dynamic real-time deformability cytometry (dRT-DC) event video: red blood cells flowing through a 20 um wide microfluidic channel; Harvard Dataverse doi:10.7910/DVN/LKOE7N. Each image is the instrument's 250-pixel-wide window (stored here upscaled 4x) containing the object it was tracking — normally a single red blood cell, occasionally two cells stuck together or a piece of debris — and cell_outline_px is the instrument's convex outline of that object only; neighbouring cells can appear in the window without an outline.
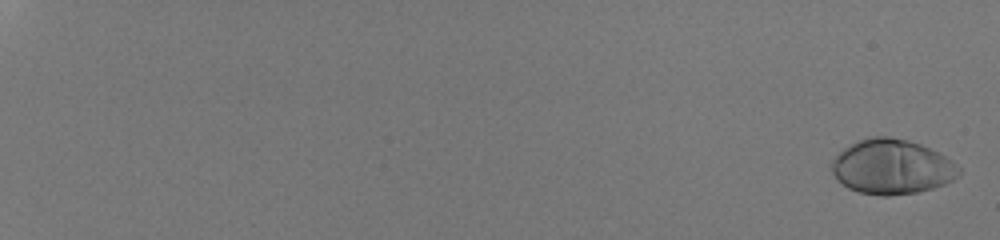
{"species": "human", "species_latin": "Homo sapiens", "temperature_condition": "room temperature", "stored_images_in_passage": 54, "camera_frame_rate_fps": 3000, "um_per_image_px": 0.085, "donor": {"sex": "male"}, "frame": {"image": 1, "passage_image": 1, "time_ms": 0.0, "image_size_px": [1000, 240], "cell_outline_px": [[960, 176], [944, 184], [932, 188], [916, 192], [888, 196], [880, 196], [860, 192], [848, 188], [836, 180], [828, 164], [844, 148], [860, 140], [872, 136], [888, 136], [908, 140], [920, 144], [952, 160], [960, 168]], "centroid_in_image_um": [75.78, 14.19], "position_along_channel_um": 9.2, "area_um2": 40.63}}
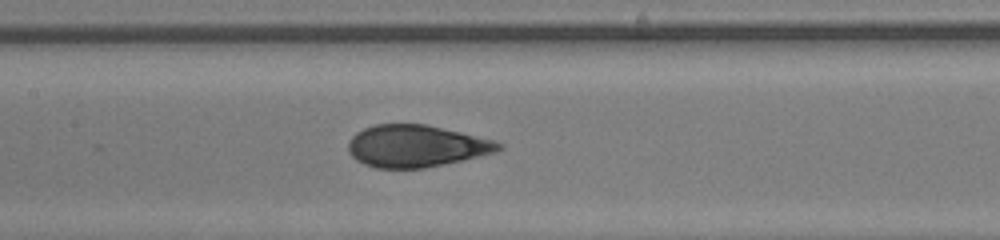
{"frame": {"image": 2, "passage_image": 32, "time_ms": 10.333, "image_size_px": [1000, 240], "cell_outline_px": [[504, 148], [496, 152], [480, 156], [424, 168], [376, 168], [364, 164], [356, 160], [348, 152], [348, 140], [356, 132], [364, 128], [376, 124], [424, 124], [496, 140], [504, 144]], "centroid_in_image_um": [35.37, 12.41], "position_along_channel_um": 172.0, "area_um2": 36.88}}
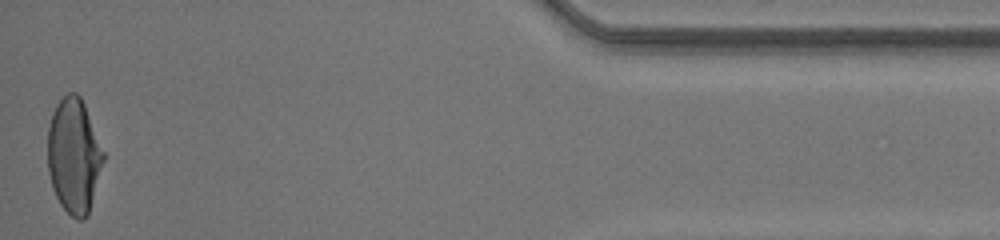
{"frame": {"image": 3, "passage_image": 54, "time_ms": 17.667, "image_size_px": [1000, 240], "cell_outline_px": [[104, 160], [88, 216], [84, 220], [76, 220], [60, 204], [52, 188], [48, 172], [48, 128], [52, 112], [56, 104], [68, 92], [76, 92], [80, 96], [84, 104], [104, 152]], "centroid_in_image_um": [6.27, 13.25], "position_along_channel_um": 428.9, "area_um2": 37.28}, "authors_computed_cell_mechanics": {"area_um2": 37.8301, "velocity_mm_per_s": 4.2437, "shape_relaxation_time_tau1_ms": 6.8509, "shape_relaxation_time_tau2_ms": null, "deformation_change_tau1": 0.2737, "deformation_change_tau2": null}}